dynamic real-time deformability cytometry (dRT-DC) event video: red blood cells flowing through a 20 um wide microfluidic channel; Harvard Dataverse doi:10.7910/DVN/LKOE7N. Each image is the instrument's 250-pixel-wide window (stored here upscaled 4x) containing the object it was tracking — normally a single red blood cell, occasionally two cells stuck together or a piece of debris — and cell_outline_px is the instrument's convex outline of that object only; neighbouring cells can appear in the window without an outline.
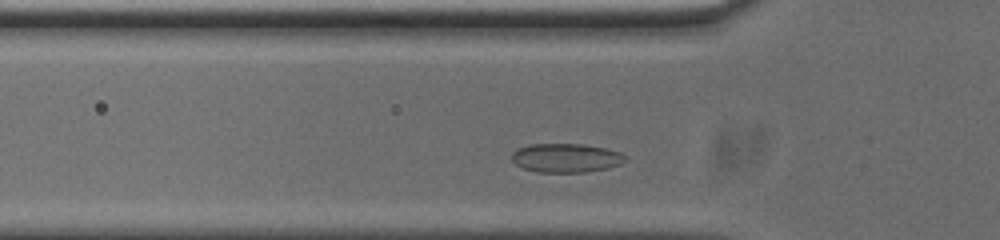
{"species": "common noctule bat (a hibernating species)", "species_latin": "Nyctalus noctula", "temperature_condition": "cold", "stored_images_in_passage": 32, "camera_frame_rate_fps": 3000, "um_per_image_px": 0.085, "animal": {"sex": "male", "body_mass_g": 20.0, "forearm_length_mm": 53.3}, "frame": {"image": 1, "passage_image": 6, "time_ms": 1.667, "image_size_px": [1000, 240], "cell_outline_px": [[624, 160], [620, 164], [608, 168], [584, 172], [536, 172], [524, 168], [516, 164], [512, 160], [512, 152], [520, 148], [532, 144], [584, 144], [604, 148], [620, 152], [624, 156]], "centroid_in_image_um": [48.1, 13.42], "position_along_channel_um": 77.7, "area_um2": 18.9}}
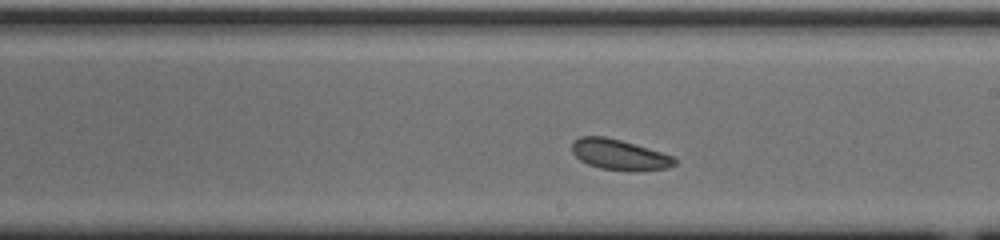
{"frame": {"image": 2, "passage_image": 19, "time_ms": 6.0, "image_size_px": [1000, 240], "cell_outline_px": [[676, 164], [668, 168], [636, 172], [632, 172], [600, 168], [588, 164], [580, 160], [572, 152], [572, 140], [580, 136], [604, 136], [620, 140], [660, 152], [672, 156], [676, 160]], "centroid_in_image_um": [52.62, 13.16], "position_along_channel_um": 236.4, "area_um2": 18.32}}
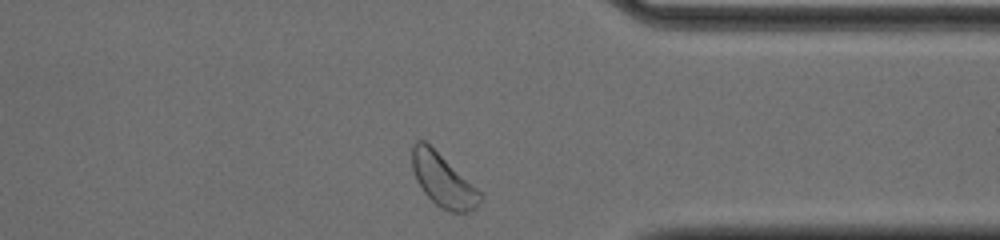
{"frame": {"image": 3, "passage_image": 31, "time_ms": 10.0, "image_size_px": [1000, 240], "cell_outline_px": [[484, 200], [476, 208], [468, 212], [452, 212], [440, 208], [424, 192], [416, 180], [412, 168], [412, 148], [416, 140], [424, 140], [484, 192]], "centroid_in_image_um": [37.73, 15.34], "position_along_channel_um": 373.7, "area_um2": 21.33}, "authors_computed_cell_mechanics": {"area_um2": 18.6694, "velocity_mm_per_s": 3.6637, "shape_relaxation_time_tau1_ms": 4.2698, "shape_relaxation_time_tau2_ms": null, "deformation_change_tau1": 0.0754, "deformation_change_tau2": null}}